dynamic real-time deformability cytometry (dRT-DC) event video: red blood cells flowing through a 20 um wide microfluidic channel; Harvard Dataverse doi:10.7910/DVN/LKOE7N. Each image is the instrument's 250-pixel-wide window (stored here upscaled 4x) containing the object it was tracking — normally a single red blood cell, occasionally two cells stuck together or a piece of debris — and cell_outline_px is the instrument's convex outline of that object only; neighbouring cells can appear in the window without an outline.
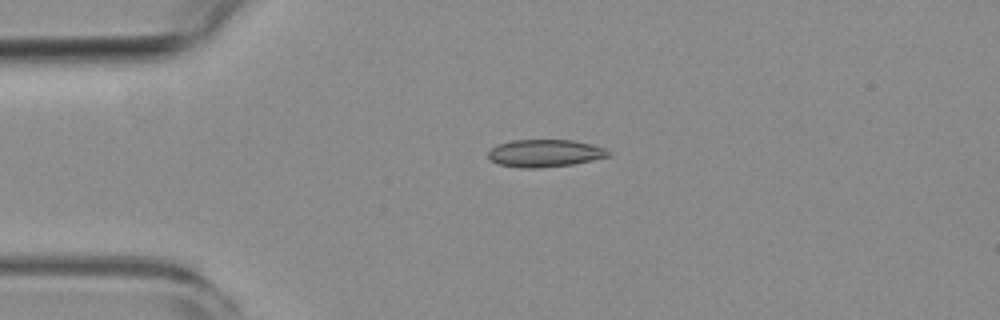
{"species": "common noctule bat (a hibernating species)", "species_latin": "Nyctalus noctula", "temperature_condition": "room temperature", "stored_images_in_passage": 6, "camera_frame_rate_fps": 3000, "um_per_image_px": 0.085, "animal": {"sex": "female", "body_mass_g": 19.3, "forearm_length_mm": 54.1}, "frame": {"image": 1, "passage_image": 4, "time_ms": 3.333, "image_size_px": [1000, 320], "cell_outline_px": [[612, 156], [572, 164], [536, 168], [520, 168], [496, 164], [488, 160], [488, 152], [496, 144], [512, 140], [572, 140], [592, 144], [604, 148], [612, 152]], "centroid_in_image_um": [46.29, 13.02], "position_along_channel_um": 38.7, "area_um2": 19.48}}
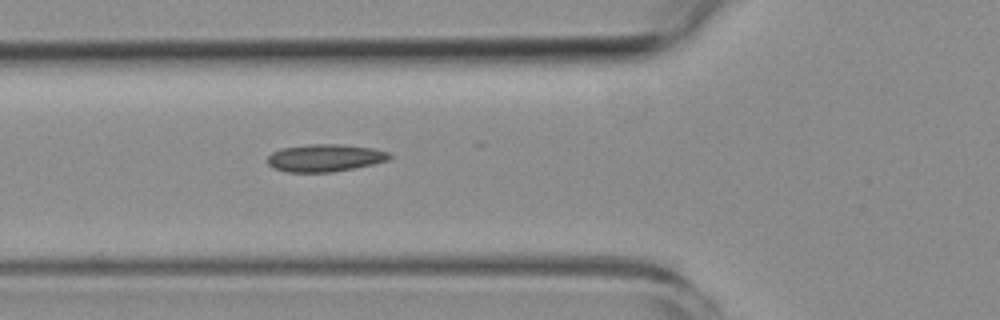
{"frame": {"image": 2, "passage_image": 6, "time_ms": 5.667, "image_size_px": [1000, 320], "cell_outline_px": [[392, 156], [388, 160], [372, 164], [332, 172], [288, 172], [272, 168], [268, 164], [268, 156], [272, 152], [280, 148], [312, 144], [340, 144], [372, 148], [388, 152]], "centroid_in_image_um": [27.59, 13.42], "position_along_channel_um": 98.2, "area_um2": 19.42}}